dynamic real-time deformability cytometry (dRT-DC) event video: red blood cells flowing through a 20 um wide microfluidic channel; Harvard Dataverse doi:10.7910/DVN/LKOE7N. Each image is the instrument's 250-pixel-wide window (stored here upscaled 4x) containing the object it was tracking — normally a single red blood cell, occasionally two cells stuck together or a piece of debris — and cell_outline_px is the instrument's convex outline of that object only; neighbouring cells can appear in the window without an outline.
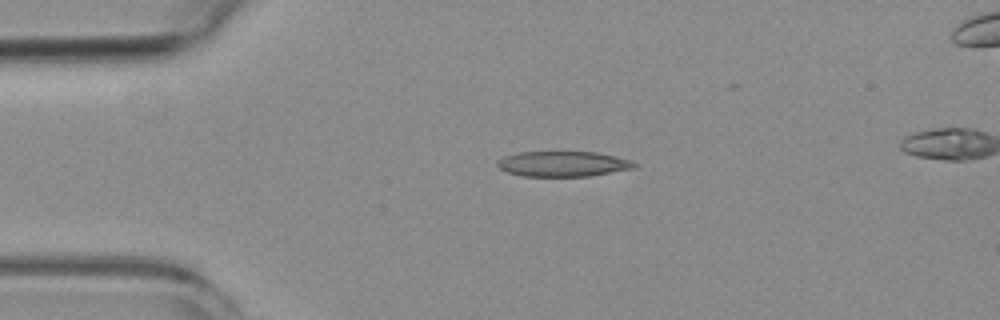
{"species": "common noctule bat (a hibernating species)", "species_latin": "Nyctalus noctula", "temperature_condition": "room temperature", "stored_images_in_passage": 5, "camera_frame_rate_fps": 3000, "um_per_image_px": 0.085, "animal": {"sex": "female", "body_mass_g": 19.3, "forearm_length_mm": 54.1}, "frame": {"image": 1, "passage_image": 3, "time_ms": 2.333, "image_size_px": [1000, 320], "cell_outline_px": [[640, 164], [636, 168], [588, 176], [520, 176], [508, 172], [500, 168], [496, 164], [496, 160], [504, 156], [516, 152], [596, 152], [632, 160]], "centroid_in_image_um": [47.86, 13.93], "position_along_channel_um": 37.1, "area_um2": 20.35}}